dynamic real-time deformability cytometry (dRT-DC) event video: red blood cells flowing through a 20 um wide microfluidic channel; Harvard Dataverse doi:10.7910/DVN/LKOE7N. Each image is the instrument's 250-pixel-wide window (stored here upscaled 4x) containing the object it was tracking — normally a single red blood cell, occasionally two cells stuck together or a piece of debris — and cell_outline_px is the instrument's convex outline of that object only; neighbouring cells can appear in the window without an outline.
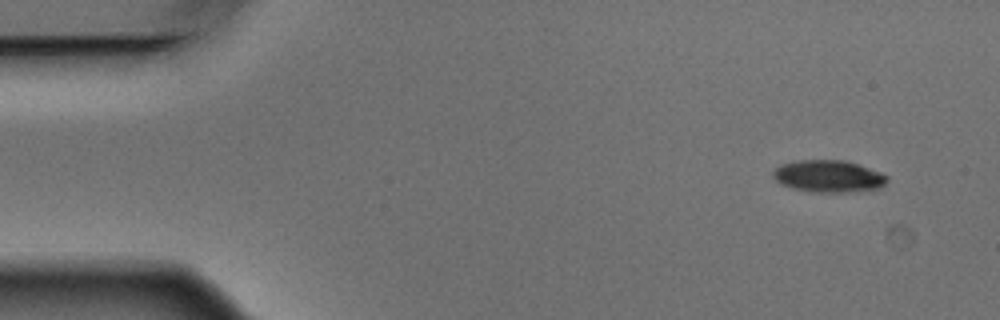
{"species": "Egyptian fruit bat (a non-hibernating species)", "species_latin": "Rousettus aegyptiacus", "temperature_condition": "warm", "stored_images_in_passage": 8, "camera_frame_rate_fps": 3000, "um_per_image_px": 0.085, "animal": {"sex": "male"}, "frame": {"image": 1, "passage_image": 1, "time_ms": 0.0, "image_size_px": [1000, 320], "cell_outline_px": [[888, 180], [880, 188], [844, 192], [808, 192], [792, 188], [780, 184], [772, 176], [772, 172], [780, 164], [796, 160], [844, 160], [880, 172], [888, 176]], "centroid_in_image_um": [70.37, 14.98], "position_along_channel_um": 14.6, "area_um2": 21.33}}
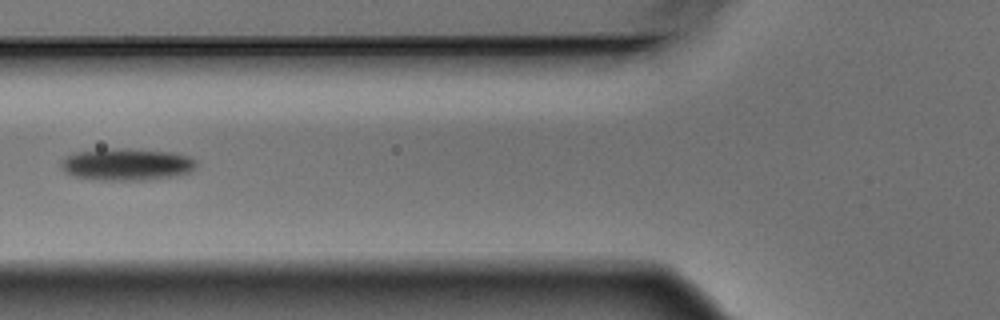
{"frame": {"image": 2, "passage_image": 5, "time_ms": 1.333, "image_size_px": [1000, 320], "cell_outline_px": [[196, 164], [192, 172], [176, 176], [144, 180], [100, 180], [72, 176], [60, 168], [60, 164], [64, 156], [72, 152], [100, 148], [128, 148], [172, 152], [188, 156], [196, 160]], "centroid_in_image_um": [10.73, 13.96], "position_along_channel_um": 115.1, "area_um2": 25.84}}
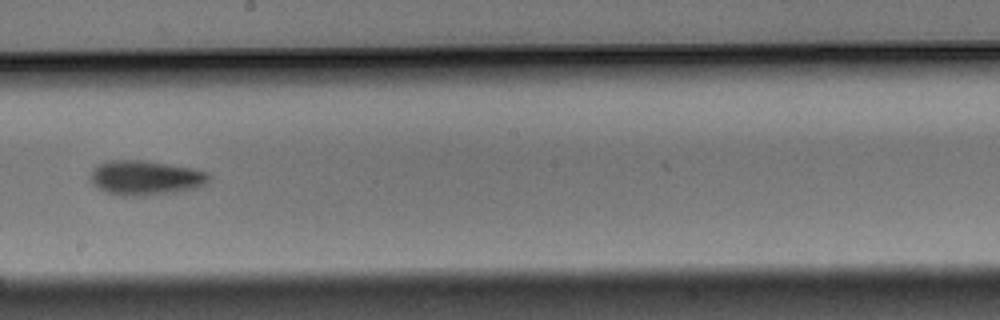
{"frame": {"image": 3, "passage_image": 8, "time_ms": 2.333, "image_size_px": [1000, 320], "cell_outline_px": [[212, 180], [208, 184], [200, 188], [176, 192], [144, 196], [120, 196], [104, 192], [96, 188], [88, 180], [88, 176], [92, 168], [108, 160], [144, 160], [192, 168], [208, 172], [212, 176]], "centroid_in_image_um": [12.37, 15.13], "position_along_channel_um": 235.8, "area_um2": 24.74}}